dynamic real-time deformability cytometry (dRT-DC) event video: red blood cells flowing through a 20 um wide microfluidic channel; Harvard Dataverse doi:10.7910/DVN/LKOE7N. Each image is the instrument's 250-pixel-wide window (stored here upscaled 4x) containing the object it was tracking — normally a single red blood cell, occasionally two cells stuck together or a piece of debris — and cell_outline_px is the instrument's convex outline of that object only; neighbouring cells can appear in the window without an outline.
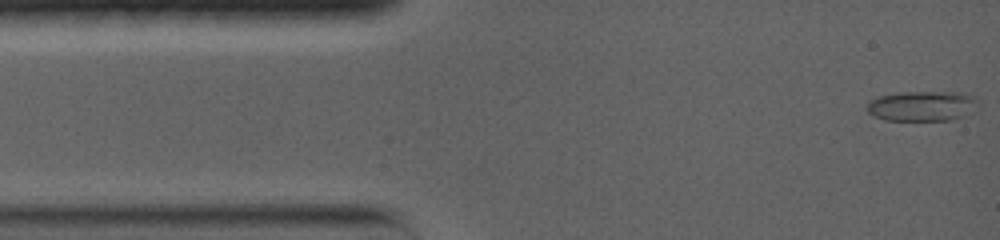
{"species": "common noctule bat (a hibernating species)", "species_latin": "Nyctalus noctula", "temperature_condition": "warm", "stored_images_in_passage": 36, "camera_frame_rate_fps": 5000, "um_per_image_px": 0.085, "animal": {"sex": "female", "body_mass_g": 19.0, "forearm_length_mm": 56.7}, "frame": {"image": 1, "passage_image": 1, "time_ms": 0.0, "image_size_px": [1000, 240], "cell_outline_px": [[976, 100], [964, 116], [952, 120], [884, 120], [868, 112], [868, 104], [872, 100], [880, 96], [904, 92], [960, 92], [972, 96]], "centroid_in_image_um": [78.33, 9.01], "position_along_channel_um": 6.7, "area_um2": 18.84}}
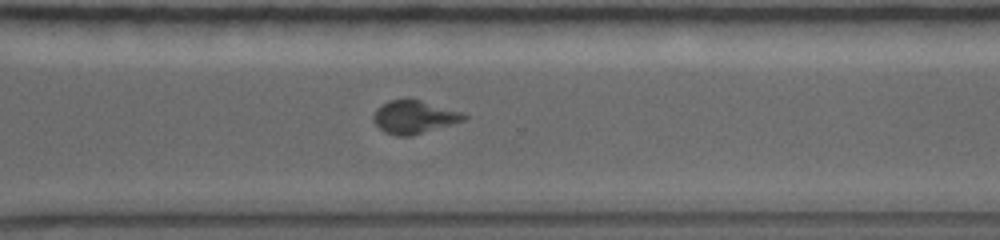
{"frame": {"image": 2, "passage_image": 21, "time_ms": 10.6, "image_size_px": [1000, 240], "cell_outline_px": [[468, 116], [464, 120], [412, 136], [396, 136], [384, 132], [376, 124], [372, 116], [376, 108], [388, 100], [420, 100], [464, 112]], "centroid_in_image_um": [35.19, 9.95], "position_along_channel_um": 335.4, "area_um2": 17.34}}
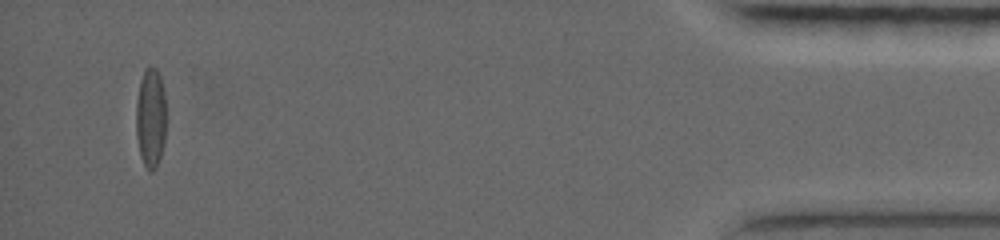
{"frame": {"image": 3, "passage_image": 32, "time_ms": 15.4, "image_size_px": [1000, 240], "cell_outline_px": [[168, 120], [164, 140], [160, 156], [156, 168], [152, 172], [148, 172], [140, 156], [136, 136], [136, 100], [140, 80], [144, 68], [148, 64], [152, 64], [156, 68], [160, 76], [164, 88]], "centroid_in_image_um": [12.83, 9.96], "position_along_channel_um": 422.4, "area_um2": 18.44}, "authors_computed_cell_mechanics": {"area_um2": 17.4845, "velocity_mm_per_s": 3.8096, "shape_relaxation_time_tau1_ms": 5.4729, "shape_relaxation_time_tau2_ms": 1.3786, "deformation_change_tau1": 0.1847, "deformation_change_tau2": 0.0567}}